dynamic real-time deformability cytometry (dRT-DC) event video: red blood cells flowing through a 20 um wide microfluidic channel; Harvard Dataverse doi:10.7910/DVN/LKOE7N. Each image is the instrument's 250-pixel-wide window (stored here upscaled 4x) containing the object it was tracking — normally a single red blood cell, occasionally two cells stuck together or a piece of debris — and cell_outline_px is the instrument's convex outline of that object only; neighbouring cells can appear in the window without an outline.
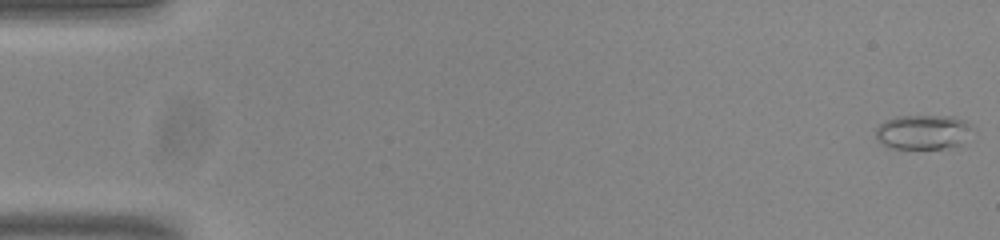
{"species": "common noctule bat (a hibernating species)", "species_latin": "Nyctalus noctula", "temperature_condition": "room temperature", "stored_images_in_passage": 54, "camera_frame_rate_fps": 3000, "um_per_image_px": 0.085, "animal": {"sex": "male", "body_mass_g": 20.0, "forearm_length_mm": 53.3}, "frame": {"image": 1, "passage_image": 1, "time_ms": 0.0, "image_size_px": [1000, 240], "cell_outline_px": [[972, 124], [960, 144], [944, 148], [892, 148], [884, 144], [876, 136], [876, 128], [884, 120], [896, 116], [952, 116], [968, 120]], "centroid_in_image_um": [78.43, 11.19], "position_along_channel_um": 6.6, "area_um2": 19.13}}
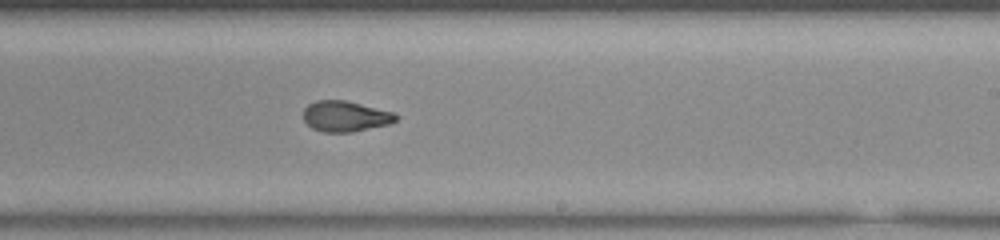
{"frame": {"image": 2, "passage_image": 33, "time_ms": 10.667, "image_size_px": [1000, 240], "cell_outline_px": [[400, 116], [396, 120], [388, 124], [352, 132], [324, 132], [312, 128], [304, 120], [304, 108], [308, 104], [316, 100], [344, 100], [392, 112]], "centroid_in_image_um": [29.33, 9.88], "position_along_channel_um": 259.7, "area_um2": 16.36}}
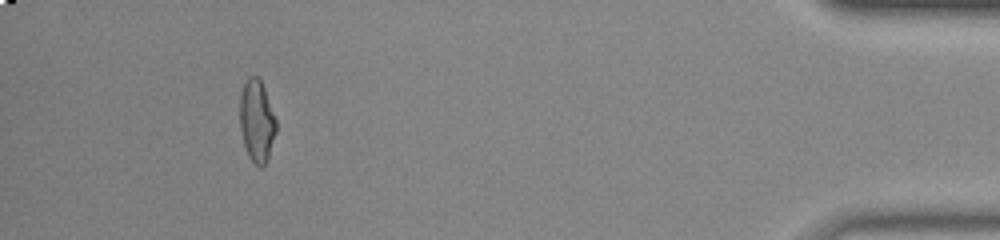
{"frame": {"image": 3, "passage_image": 50, "time_ms": 16.333, "image_size_px": [1000, 240], "cell_outline_px": [[276, 132], [268, 160], [260, 168], [248, 156], [244, 144], [240, 128], [240, 96], [244, 84], [248, 76], [256, 76], [260, 80], [264, 88], [276, 120]], "centroid_in_image_um": [21.83, 10.3], "position_along_channel_um": 413.4, "area_um2": 17.22}}